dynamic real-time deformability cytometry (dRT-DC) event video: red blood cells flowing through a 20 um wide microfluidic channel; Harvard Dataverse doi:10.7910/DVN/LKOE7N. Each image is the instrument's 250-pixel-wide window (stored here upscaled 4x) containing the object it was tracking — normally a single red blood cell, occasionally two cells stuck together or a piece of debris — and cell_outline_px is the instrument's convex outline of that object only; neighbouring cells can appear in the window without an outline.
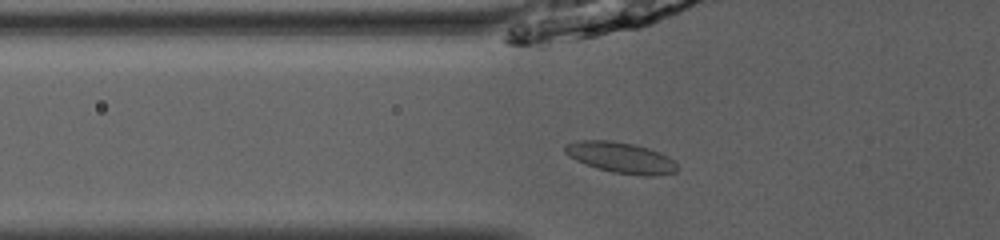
{"species": "common noctule bat (a hibernating species)", "species_latin": "Nyctalus noctula", "temperature_condition": "room temperature", "stored_images_in_passage": 49, "camera_frame_rate_fps": 3000, "um_per_image_px": 0.085, "animal": {"sex": "male", "body_mass_g": 13.0, "forearm_length_mm": 53.1}, "frame": {"image": 1, "passage_image": 17, "time_ms": 5.333, "image_size_px": [1000, 240], "cell_outline_px": [[680, 168], [676, 172], [652, 176], [644, 176], [612, 172], [596, 168], [576, 160], [568, 156], [564, 152], [564, 144], [580, 140], [608, 140], [632, 144], [648, 148], [668, 156]], "centroid_in_image_um": [52.76, 13.4], "position_along_channel_um": 73.0, "area_um2": 20.17}}
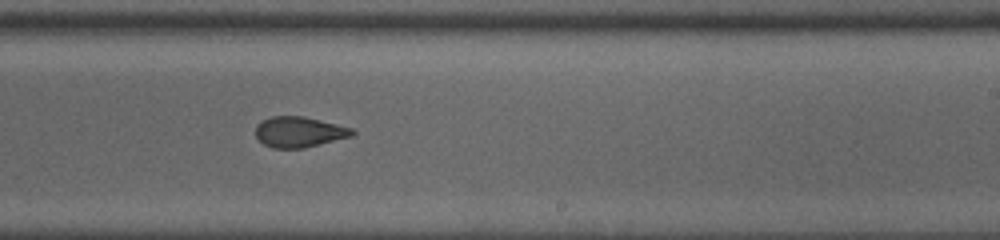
{"frame": {"image": 2, "passage_image": 31, "time_ms": 10.0, "image_size_px": [1000, 240], "cell_outline_px": [[356, 132], [352, 136], [304, 148], [272, 148], [264, 144], [256, 136], [256, 124], [272, 116], [304, 116], [352, 128]], "centroid_in_image_um": [25.43, 11.22], "position_along_channel_um": 263.6, "area_um2": 17.11}}
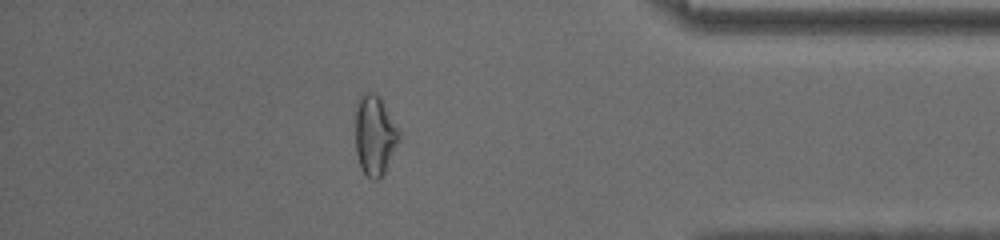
{"frame": {"image": 3, "passage_image": 43, "time_ms": 14.0, "image_size_px": [1000, 240], "cell_outline_px": [[400, 140], [384, 172], [376, 180], [372, 180], [364, 172], [360, 164], [356, 152], [356, 100], [364, 92], [368, 92], [380, 96], [400, 132]], "centroid_in_image_um": [31.85, 11.46], "position_along_channel_um": 403.3, "area_um2": 20.17}, "authors_computed_cell_mechanics": {"area_um2": 18.9584, "velocity_mm_per_s": 4.0638, "shape_relaxation_time_tau1_ms": 4.5077, "shape_relaxation_time_tau2_ms": 2.1298, "deformation_change_tau1": 0.1157, "deformation_change_tau2": 0.0921}}